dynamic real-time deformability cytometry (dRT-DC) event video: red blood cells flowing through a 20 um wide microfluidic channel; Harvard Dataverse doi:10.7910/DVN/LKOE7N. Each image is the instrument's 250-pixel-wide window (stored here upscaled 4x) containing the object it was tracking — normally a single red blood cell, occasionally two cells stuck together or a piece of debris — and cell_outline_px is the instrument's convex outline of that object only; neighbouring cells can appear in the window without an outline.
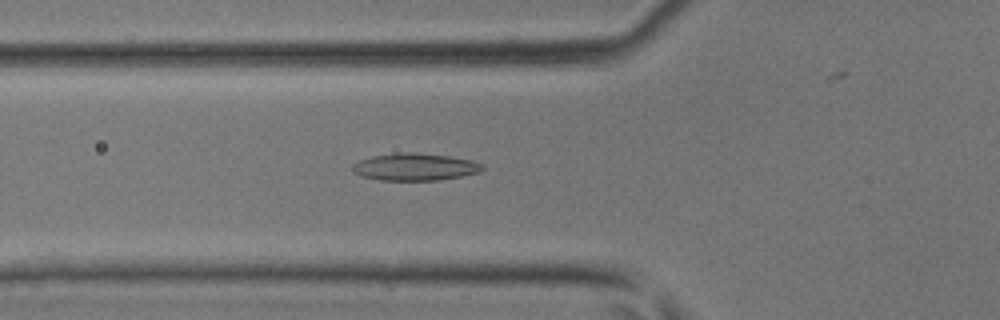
{"species": "common noctule bat (a hibernating species)", "species_latin": "Nyctalus noctula", "temperature_condition": "room temperature", "stored_images_in_passage": 35, "camera_frame_rate_fps": 3000, "um_per_image_px": 0.085, "animal": {"sex": "male", "body_mass_g": 17.9, "forearm_length_mm": 54.2}, "frame": {"image": 1, "passage_image": 8, "time_ms": 2.333, "image_size_px": [1000, 320], "cell_outline_px": [[484, 168], [480, 172], [440, 180], [380, 180], [360, 176], [352, 172], [352, 164], [360, 160], [372, 156], [400, 152], [416, 152], [448, 156], [472, 160], [480, 164]], "centroid_in_image_um": [35.23, 14.18], "position_along_channel_um": 90.6, "area_um2": 20.63}}
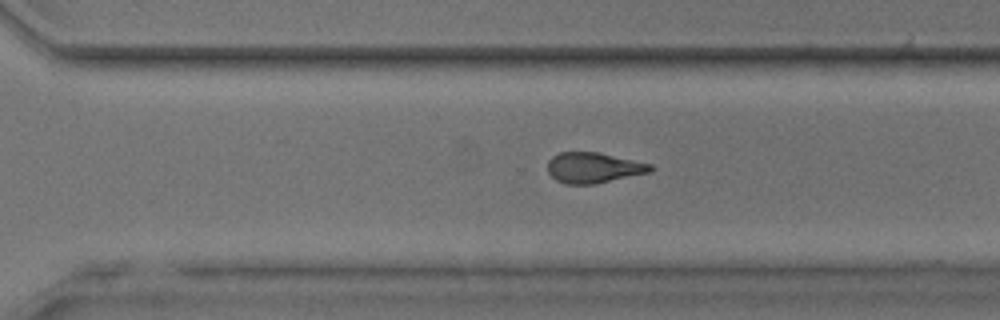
{"frame": {"image": 2, "passage_image": 23, "time_ms": 7.333, "image_size_px": [1000, 320], "cell_outline_px": [[652, 172], [596, 184], [568, 184], [556, 180], [548, 172], [548, 160], [552, 156], [560, 152], [600, 152], [652, 164]], "centroid_in_image_um": [50.47, 14.25], "position_along_channel_um": 320.1, "area_um2": 18.44}}
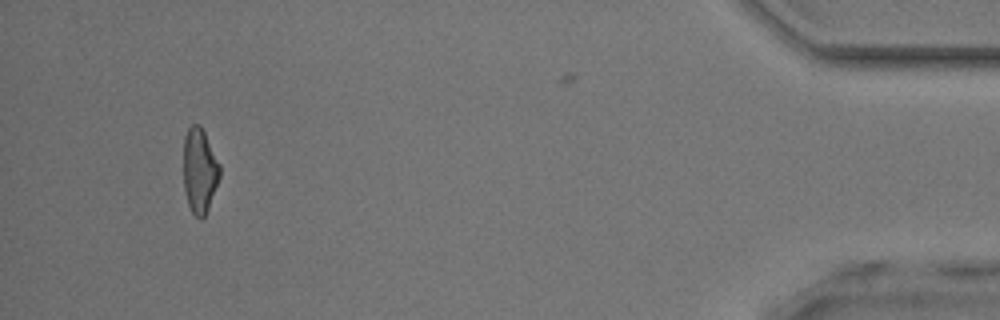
{"frame": {"image": 3, "passage_image": 34, "time_ms": 11.0, "image_size_px": [1000, 320], "cell_outline_px": [[220, 176], [208, 208], [204, 216], [200, 220], [192, 212], [188, 204], [184, 188], [184, 136], [188, 128], [192, 124], [200, 124], [220, 164]], "centroid_in_image_um": [16.96, 14.48], "position_along_channel_um": 418.2, "area_um2": 17.8}}